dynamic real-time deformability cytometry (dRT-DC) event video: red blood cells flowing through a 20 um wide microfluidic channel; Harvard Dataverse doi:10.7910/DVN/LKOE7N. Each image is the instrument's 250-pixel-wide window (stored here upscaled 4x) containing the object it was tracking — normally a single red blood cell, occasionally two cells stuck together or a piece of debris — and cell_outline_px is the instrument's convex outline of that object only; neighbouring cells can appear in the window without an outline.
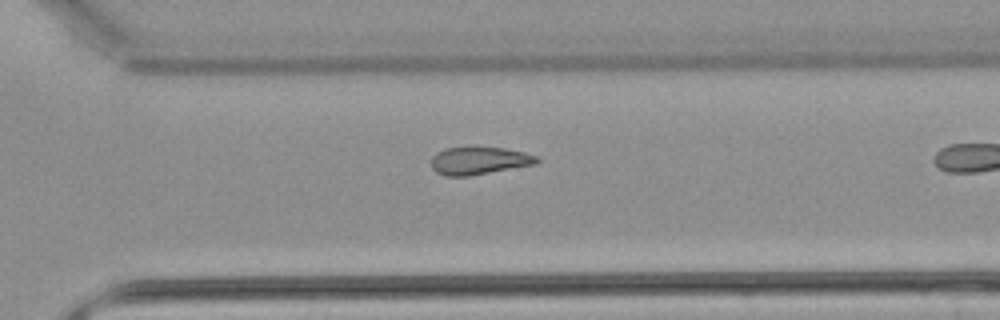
{"species": "common noctule bat (a hibernating species)", "species_latin": "Nyctalus noctula", "temperature_condition": "warm", "stored_images_in_passage": 24, "camera_frame_rate_fps": 3000, "um_per_image_px": 0.085, "animal": {"sex": "male", "body_mass_g": 21.5, "forearm_length_mm": 52.0}, "frame": {"image": 1, "passage_image": 21, "time_ms": 6.667, "image_size_px": [1000, 320], "cell_outline_px": [[540, 160], [536, 164], [468, 176], [444, 176], [436, 172], [432, 168], [432, 156], [436, 152], [444, 148], [504, 148], [524, 152], [536, 156]], "centroid_in_image_um": [40.7, 13.67], "position_along_channel_um": 329.9, "area_um2": 16.82}}